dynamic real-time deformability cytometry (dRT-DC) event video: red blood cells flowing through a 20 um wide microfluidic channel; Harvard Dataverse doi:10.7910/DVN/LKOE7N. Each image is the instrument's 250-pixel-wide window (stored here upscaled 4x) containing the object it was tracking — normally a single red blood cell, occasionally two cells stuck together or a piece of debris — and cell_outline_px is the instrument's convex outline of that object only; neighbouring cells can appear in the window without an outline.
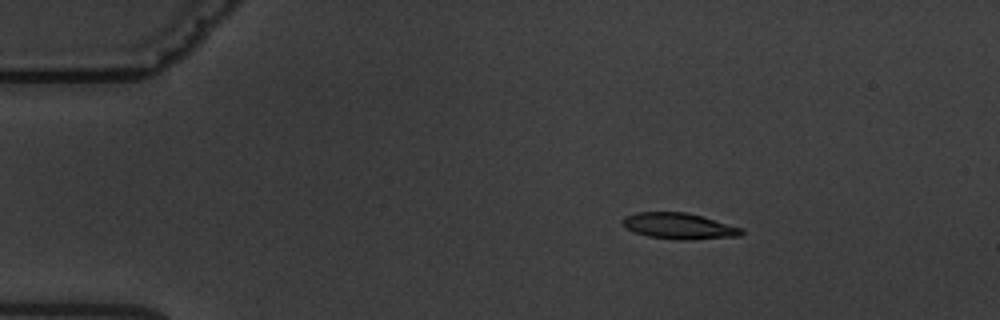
{"species": "common noctule bat (a hibernating species)", "species_latin": "Nyctalus noctula", "temperature_condition": "warm", "stored_images_in_passage": 3, "camera_frame_rate_fps": 3000, "um_per_image_px": 0.085, "animal": {"sex": "male", "body_mass_g": 19.5, "forearm_length_mm": 54.6}, "frame": {"image": 1, "passage_image": 1, "time_ms": 0.0, "image_size_px": [1000, 320], "cell_outline_px": [[744, 232], [740, 236], [692, 240], [676, 240], [648, 236], [636, 232], [628, 228], [620, 220], [624, 216], [636, 212], [684, 212], [700, 216], [744, 228]], "centroid_in_image_um": [57.74, 19.22], "position_along_channel_um": 27.3, "area_um2": 18.03}}